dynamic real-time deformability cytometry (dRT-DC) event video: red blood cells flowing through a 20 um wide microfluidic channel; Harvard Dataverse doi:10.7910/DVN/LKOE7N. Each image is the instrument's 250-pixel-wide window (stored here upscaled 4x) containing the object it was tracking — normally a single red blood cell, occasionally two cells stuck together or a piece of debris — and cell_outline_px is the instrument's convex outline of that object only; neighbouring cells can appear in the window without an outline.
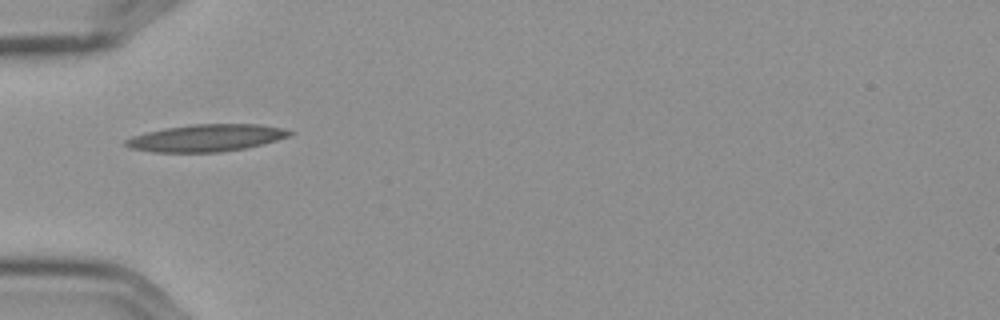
{"species": "Egyptian fruit bat (a non-hibernating species)", "species_latin": "Rousettus aegyptiacus", "temperature_condition": "cold", "stored_images_in_passage": 2, "camera_frame_rate_fps": 3000, "um_per_image_px": 0.085, "frame": {"image": 1, "passage_image": 1, "time_ms": 0.0, "image_size_px": [1000, 320], "cell_outline_px": [[296, 132], [292, 136], [244, 148], [220, 152], [152, 152], [132, 148], [124, 144], [124, 140], [132, 136], [144, 132], [164, 128], [192, 124], [260, 124], [280, 128]], "centroid_in_image_um": [17.52, 11.72], "position_along_channel_um": 67.5, "area_um2": 25.89}}
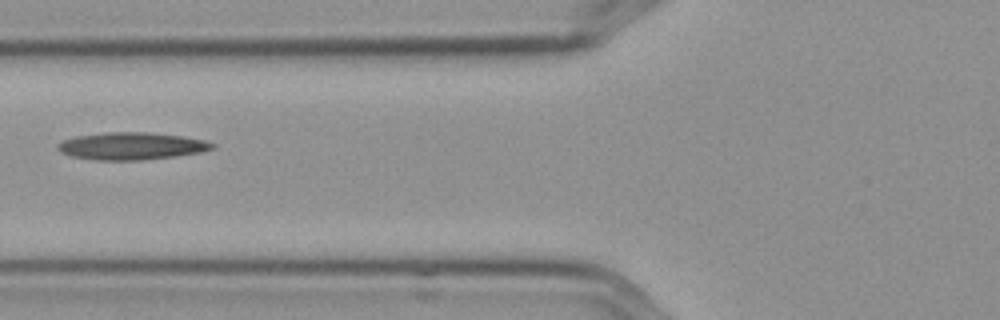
{"frame": {"image": 2, "passage_image": 2, "time_ms": 0.333, "image_size_px": [1000, 320], "cell_outline_px": [[216, 148], [200, 152], [176, 156], [140, 160], [96, 160], [72, 156], [60, 152], [56, 148], [56, 144], [64, 140], [76, 136], [104, 132], [148, 132], [184, 136], [204, 140], [216, 144]], "centroid_in_image_um": [11.18, 12.41], "position_along_channel_um": 114.6, "area_um2": 24.74}}